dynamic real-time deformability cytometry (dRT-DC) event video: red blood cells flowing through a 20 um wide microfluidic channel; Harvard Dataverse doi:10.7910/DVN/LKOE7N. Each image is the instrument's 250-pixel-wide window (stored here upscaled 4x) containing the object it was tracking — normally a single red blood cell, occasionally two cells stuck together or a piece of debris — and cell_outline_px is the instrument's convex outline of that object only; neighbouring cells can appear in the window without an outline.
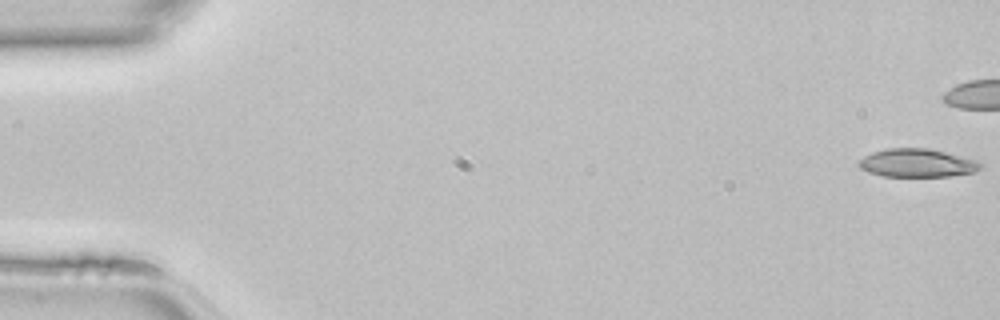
{"species": "common noctule bat (a hibernating species)", "species_latin": "Nyctalus noctula", "temperature_condition": "room temperature", "stored_images_in_passage": 38, "camera_frame_rate_fps": 3000, "um_per_image_px": 0.085, "animal": {"sex": "female", "body_mass_g": 22.7, "forearm_length_mm": 54.2}, "frame": {"image": 1, "passage_image": 1, "time_ms": 0.0, "image_size_px": [1000, 320], "cell_outline_px": [[980, 168], [972, 172], [948, 176], [884, 176], [868, 172], [860, 168], [856, 164], [856, 160], [872, 152], [888, 148], [928, 148], [980, 160]], "centroid_in_image_um": [77.9, 13.84], "position_along_channel_um": 7.1, "area_um2": 20.11}}